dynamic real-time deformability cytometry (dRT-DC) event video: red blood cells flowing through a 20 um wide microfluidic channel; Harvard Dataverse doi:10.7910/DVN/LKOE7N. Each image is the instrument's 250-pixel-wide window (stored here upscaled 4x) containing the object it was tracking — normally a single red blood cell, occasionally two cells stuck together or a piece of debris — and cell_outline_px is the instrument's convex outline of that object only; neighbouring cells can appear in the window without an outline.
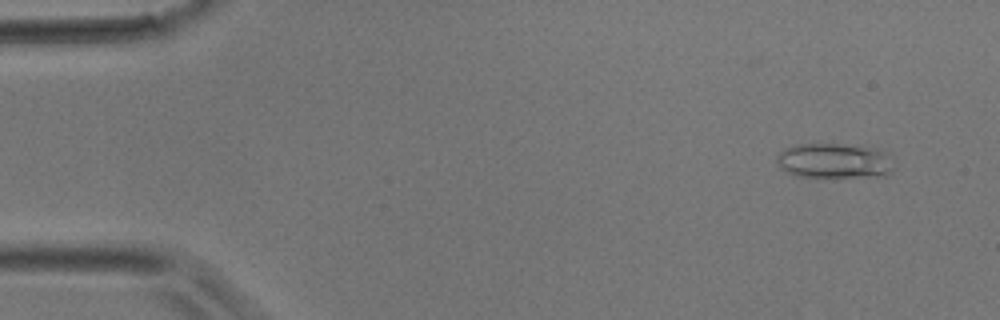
{"species": "common noctule bat (a hibernating species)", "species_latin": "Nyctalus noctula", "temperature_condition": "room temperature", "stored_images_in_passage": 40, "camera_frame_rate_fps": 3000, "um_per_image_px": 0.085, "animal": {"sex": "male", "body_mass_g": 17.9}, "frame": {"image": 1, "passage_image": 3, "time_ms": 0.667, "image_size_px": [1000, 320], "cell_outline_px": [[892, 172], [884, 176], [796, 176], [784, 172], [780, 168], [776, 156], [784, 148], [796, 144], [844, 144], [876, 148], [888, 152], [892, 156]], "centroid_in_image_um": [70.93, 13.65], "position_along_channel_um": 14.1, "area_um2": 24.04}}
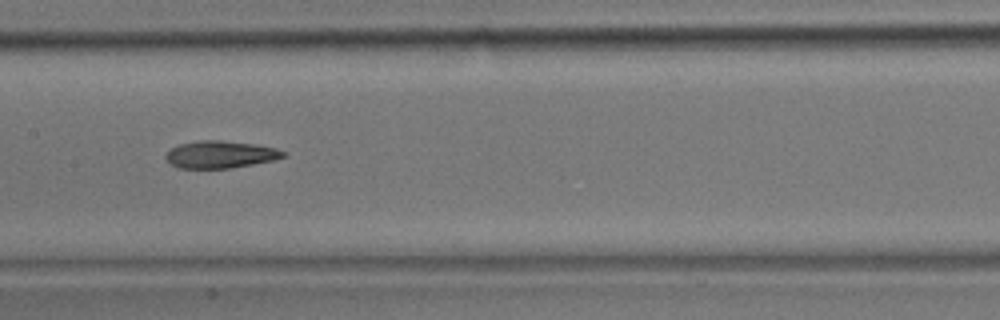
{"frame": {"image": 2, "passage_image": 20, "time_ms": 6.333, "image_size_px": [1000, 320], "cell_outline_px": [[284, 156], [272, 160], [252, 164], [228, 168], [180, 168], [172, 164], [164, 156], [172, 148], [180, 144], [200, 140], [220, 140], [256, 144], [276, 148], [284, 152]], "centroid_in_image_um": [18.72, 13.12], "position_along_channel_um": 188.7, "area_um2": 18.32}}
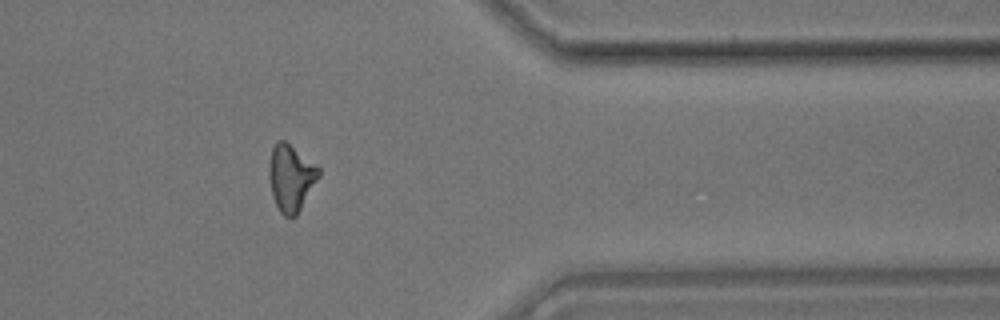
{"frame": {"image": 3, "passage_image": 33, "time_ms": 10.667, "image_size_px": [1000, 320], "cell_outline_px": [[320, 176], [296, 216], [284, 216], [280, 212], [272, 196], [268, 168], [272, 148], [276, 140], [284, 140], [320, 168]], "centroid_in_image_um": [24.72, 15.1], "position_along_channel_um": 386.7, "area_um2": 19.07}}